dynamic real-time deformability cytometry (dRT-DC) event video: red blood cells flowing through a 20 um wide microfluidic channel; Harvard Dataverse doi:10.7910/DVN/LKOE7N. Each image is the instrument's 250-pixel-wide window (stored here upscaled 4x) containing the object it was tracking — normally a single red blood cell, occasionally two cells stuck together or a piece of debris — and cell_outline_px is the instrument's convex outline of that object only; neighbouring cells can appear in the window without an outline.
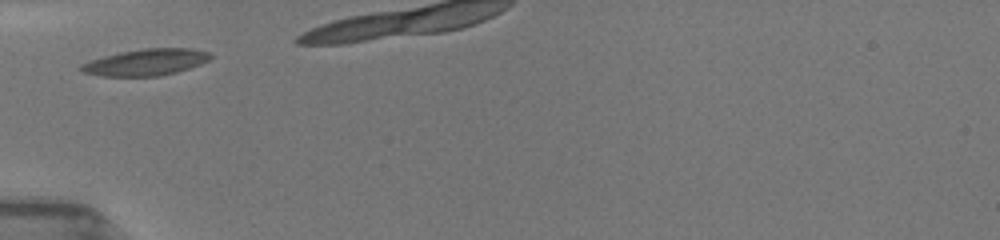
{"species": "common noctule bat (a hibernating species)", "species_latin": "Nyctalus noctula", "temperature_condition": "room temperature", "stored_images_in_passage": 5, "camera_frame_rate_fps": 3000, "um_per_image_px": 0.085, "animal": {"sex": "female", "body_mass_g": 19.5, "forearm_length_mm": 54.1}, "frame": {"image": 1, "passage_image": 1, "time_ms": 0.0, "image_size_px": [1000, 240], "cell_outline_px": [[212, 56], [208, 60], [200, 64], [176, 72], [160, 76], [100, 76], [84, 72], [80, 68], [80, 64], [104, 56], [120, 52], [144, 48], [192, 48], [212, 52]], "centroid_in_image_um": [12.43, 5.28], "position_along_channel_um": 72.6, "area_um2": 19.94}}